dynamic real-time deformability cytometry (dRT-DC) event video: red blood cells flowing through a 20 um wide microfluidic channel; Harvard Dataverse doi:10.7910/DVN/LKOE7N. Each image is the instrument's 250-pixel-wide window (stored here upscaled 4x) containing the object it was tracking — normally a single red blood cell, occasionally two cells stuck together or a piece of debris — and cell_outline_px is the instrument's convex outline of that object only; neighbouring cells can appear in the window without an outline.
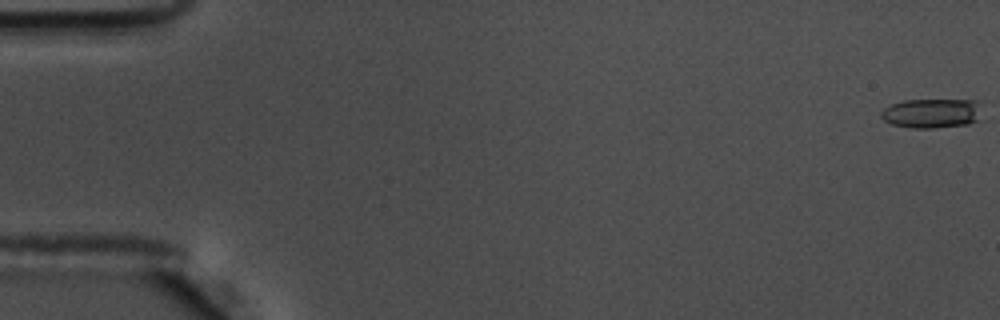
{"species": "common noctule bat (a hibernating species)", "species_latin": "Nyctalus noctula", "temperature_condition": "warm", "stored_images_in_passage": 53, "camera_frame_rate_fps": 3000, "um_per_image_px": 0.085, "animal": {"sex": "male", "body_mass_g": 17.5, "forearm_length_mm": 52.3}, "frame": {"image": 1, "passage_image": 1, "time_ms": 0.0, "image_size_px": [1000, 320], "cell_outline_px": [[980, 120], [968, 124], [932, 128], [912, 128], [892, 124], [884, 120], [880, 116], [880, 112], [884, 108], [892, 104], [904, 100], [976, 100]], "centroid_in_image_um": [79.16, 9.63], "position_along_channel_um": 5.8, "area_um2": 17.17}}
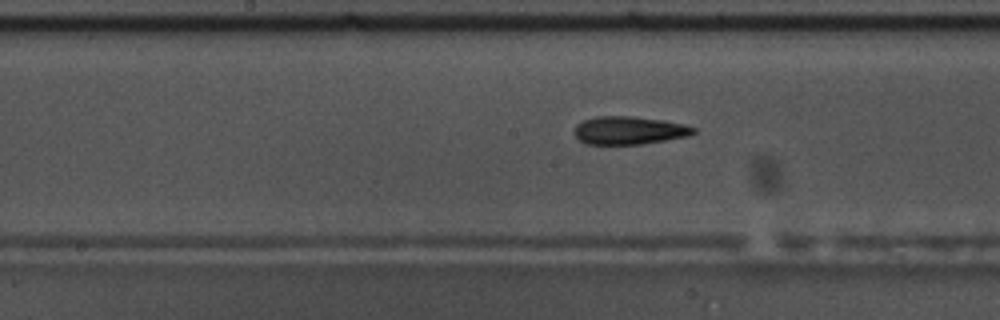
{"frame": {"image": 2, "passage_image": 30, "time_ms": 9.667, "image_size_px": [1000, 320], "cell_outline_px": [[696, 132], [688, 136], [640, 144], [584, 144], [572, 132], [576, 124], [584, 120], [596, 116], [632, 116], [664, 120], [684, 124], [696, 128]], "centroid_in_image_um": [53.45, 11.07], "position_along_channel_um": 194.8, "area_um2": 19.54}}
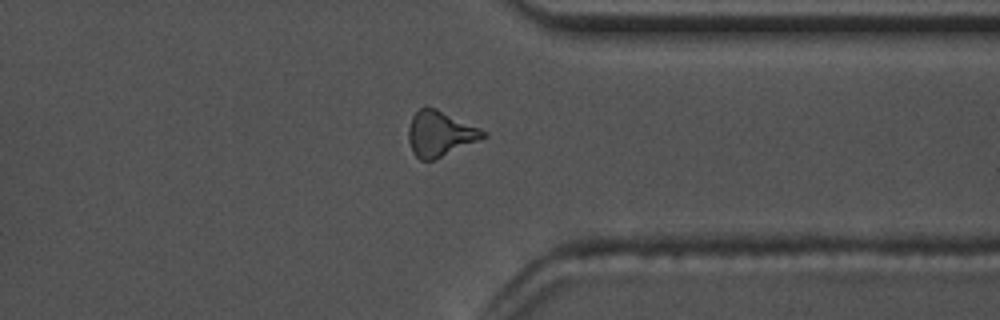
{"frame": {"image": 3, "passage_image": 45, "time_ms": 14.667, "image_size_px": [1000, 320], "cell_outline_px": [[488, 136], [436, 160], [420, 160], [412, 152], [408, 140], [408, 128], [412, 116], [424, 104], [436, 108], [480, 128], [488, 132]], "centroid_in_image_um": [37.39, 11.36], "position_along_channel_um": 374.0, "area_um2": 20.06}}